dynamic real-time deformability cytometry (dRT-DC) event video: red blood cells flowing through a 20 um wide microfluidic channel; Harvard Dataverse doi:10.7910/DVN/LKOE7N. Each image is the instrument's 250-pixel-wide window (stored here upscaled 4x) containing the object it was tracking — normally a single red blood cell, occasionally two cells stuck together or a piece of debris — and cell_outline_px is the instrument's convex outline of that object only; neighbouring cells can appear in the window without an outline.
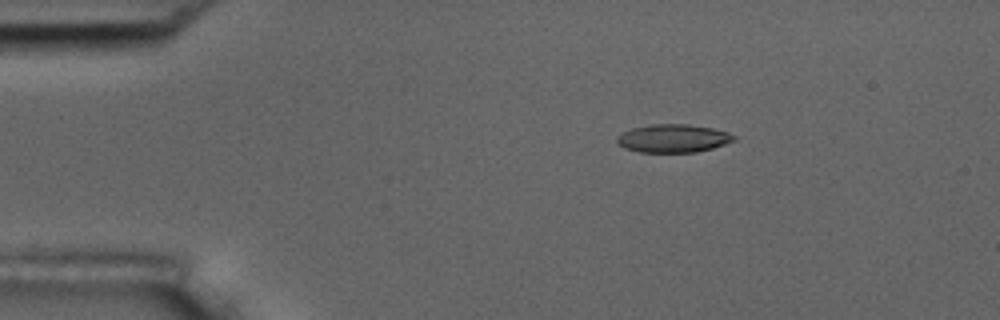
{"species": "common noctule bat (a hibernating species)", "species_latin": "Nyctalus noctula", "temperature_condition": "room temperature", "stored_images_in_passage": 3, "camera_frame_rate_fps": 3000, "um_per_image_px": 0.085, "animal": {"sex": "male", "body_mass_g": 17.5, "forearm_length_mm": 52.3}, "frame": {"image": 1, "passage_image": 1, "time_ms": 0.0, "image_size_px": [1000, 320], "cell_outline_px": [[736, 140], [712, 148], [696, 152], [640, 152], [624, 148], [616, 144], [616, 136], [632, 128], [652, 124], [688, 124], [712, 128], [728, 132], [736, 136]], "centroid_in_image_um": [57.2, 11.76], "position_along_channel_um": 27.8, "area_um2": 19.25}}